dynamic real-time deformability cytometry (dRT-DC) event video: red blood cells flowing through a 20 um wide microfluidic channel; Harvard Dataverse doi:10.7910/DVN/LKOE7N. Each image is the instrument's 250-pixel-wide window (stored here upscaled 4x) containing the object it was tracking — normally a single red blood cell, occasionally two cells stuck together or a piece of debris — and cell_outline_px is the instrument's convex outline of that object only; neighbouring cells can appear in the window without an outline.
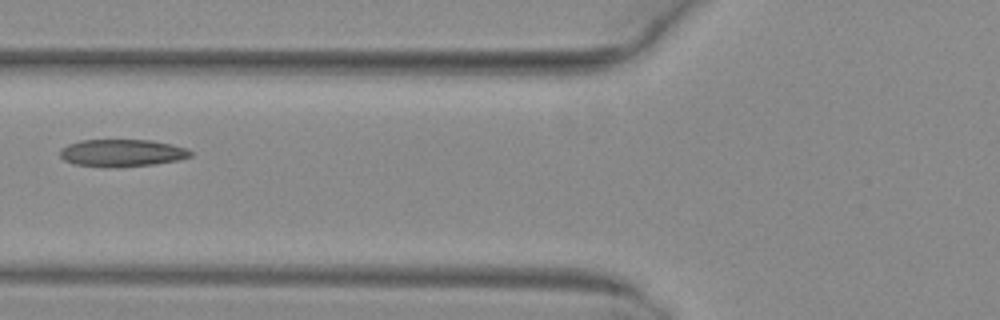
{"species": "common noctule bat (a hibernating species)", "species_latin": "Nyctalus noctula", "temperature_condition": "warm", "stored_images_in_passage": 2, "camera_frame_rate_fps": 3000, "um_per_image_px": 0.085, "animal": {"sex": "female", "body_mass_g": 29.2, "forearm_length_mm": 56.3}, "frame": {"image": 1, "passage_image": 2, "time_ms": 0.333, "image_size_px": [1000, 320], "cell_outline_px": [[192, 156], [180, 160], [156, 164], [112, 168], [104, 168], [76, 164], [64, 160], [60, 156], [60, 148], [68, 144], [80, 140], [152, 140], [172, 144], [188, 148], [192, 152]], "centroid_in_image_um": [10.39, 13.01], "position_along_channel_um": 115.4, "area_um2": 21.15}}